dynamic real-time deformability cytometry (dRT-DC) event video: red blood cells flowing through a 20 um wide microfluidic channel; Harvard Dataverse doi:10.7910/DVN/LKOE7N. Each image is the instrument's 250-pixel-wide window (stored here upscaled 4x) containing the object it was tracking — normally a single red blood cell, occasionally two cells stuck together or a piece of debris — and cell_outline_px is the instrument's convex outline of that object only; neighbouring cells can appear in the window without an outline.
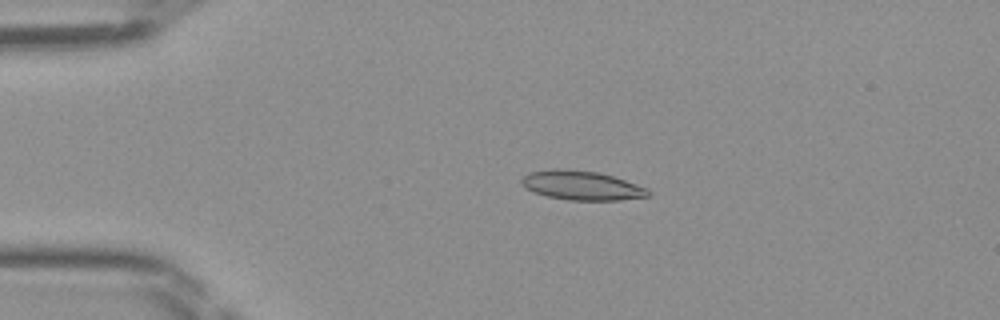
{"species": "Egyptian fruit bat (a non-hibernating species)", "species_latin": "Rousettus aegyptiacus", "temperature_condition": "room temperature", "stored_images_in_passage": 48, "camera_frame_rate_fps": 3000, "um_per_image_px": 0.085, "frame": {"image": 1, "passage_image": 11, "time_ms": 3.333, "image_size_px": [1000, 320], "cell_outline_px": [[652, 192], [648, 196], [620, 200], [568, 200], [548, 196], [536, 192], [528, 188], [520, 180], [528, 172], [552, 168], [564, 168], [600, 172], [648, 188]], "centroid_in_image_um": [49.47, 15.74], "position_along_channel_um": 35.5, "area_um2": 21.5}}
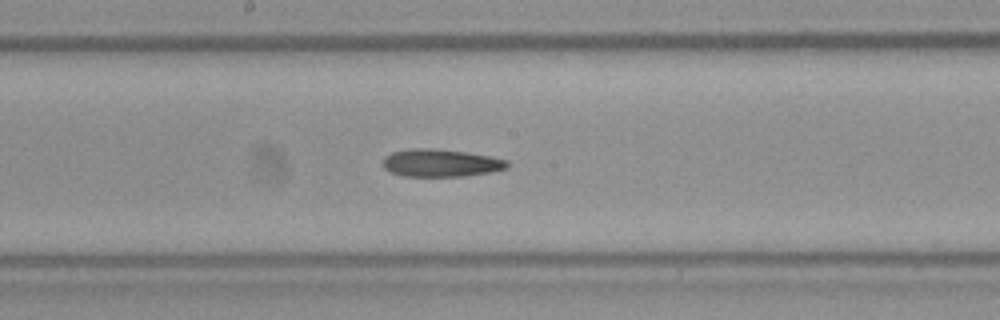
{"frame": {"image": 2, "passage_image": 26, "time_ms": 8.333, "image_size_px": [1000, 320], "cell_outline_px": [[508, 168], [492, 172], [464, 176], [404, 176], [392, 172], [384, 168], [384, 156], [392, 152], [408, 148], [432, 148], [464, 152], [492, 156], [508, 160]], "centroid_in_image_um": [37.49, 13.84], "position_along_channel_um": 210.7, "area_um2": 20.06}}
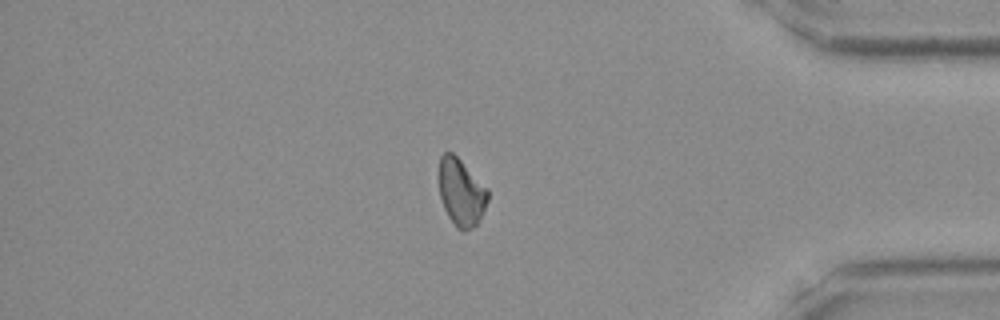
{"frame": {"image": 3, "passage_image": 41, "time_ms": 13.333, "image_size_px": [1000, 320], "cell_outline_px": [[488, 200], [480, 220], [472, 228], [464, 232], [456, 228], [448, 216], [444, 208], [440, 196], [440, 156], [444, 152], [452, 152], [488, 188]], "centroid_in_image_um": [39.22, 16.38], "position_along_channel_um": 396.0, "area_um2": 19.02}}